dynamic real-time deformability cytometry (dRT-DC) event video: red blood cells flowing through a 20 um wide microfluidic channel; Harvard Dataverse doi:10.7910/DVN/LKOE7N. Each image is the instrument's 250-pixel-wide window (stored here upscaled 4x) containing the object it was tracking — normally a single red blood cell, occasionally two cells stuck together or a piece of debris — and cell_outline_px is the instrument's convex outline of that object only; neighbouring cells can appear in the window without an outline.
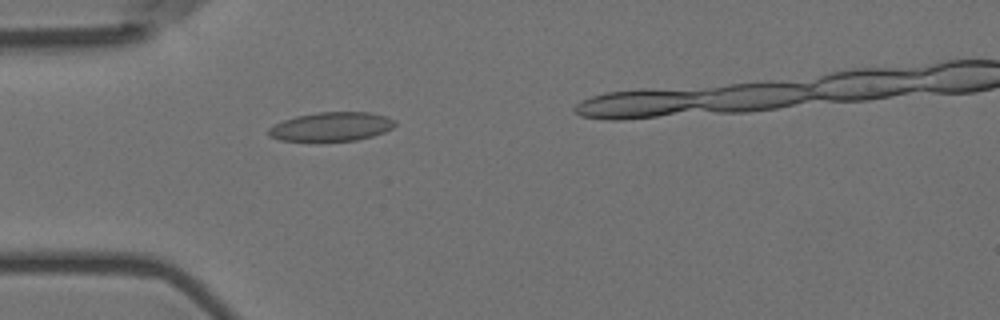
{"species": "Egyptian fruit bat (a non-hibernating species)", "species_latin": "Rousettus aegyptiacus", "temperature_condition": "room temperature", "stored_images_in_passage": 5, "camera_frame_rate_fps": 3000, "um_per_image_px": 0.085, "animal": {"sex": "female"}, "frame": {"image": 1, "passage_image": 4, "time_ms": 1.0, "image_size_px": [1000, 320], "cell_outline_px": [[396, 124], [392, 128], [384, 132], [372, 136], [356, 140], [316, 144], [280, 140], [268, 136], [268, 128], [284, 120], [296, 116], [320, 112], [368, 112], [388, 116], [396, 120]], "centroid_in_image_um": [28.14, 10.81], "position_along_channel_um": 56.9, "area_um2": 22.2}}